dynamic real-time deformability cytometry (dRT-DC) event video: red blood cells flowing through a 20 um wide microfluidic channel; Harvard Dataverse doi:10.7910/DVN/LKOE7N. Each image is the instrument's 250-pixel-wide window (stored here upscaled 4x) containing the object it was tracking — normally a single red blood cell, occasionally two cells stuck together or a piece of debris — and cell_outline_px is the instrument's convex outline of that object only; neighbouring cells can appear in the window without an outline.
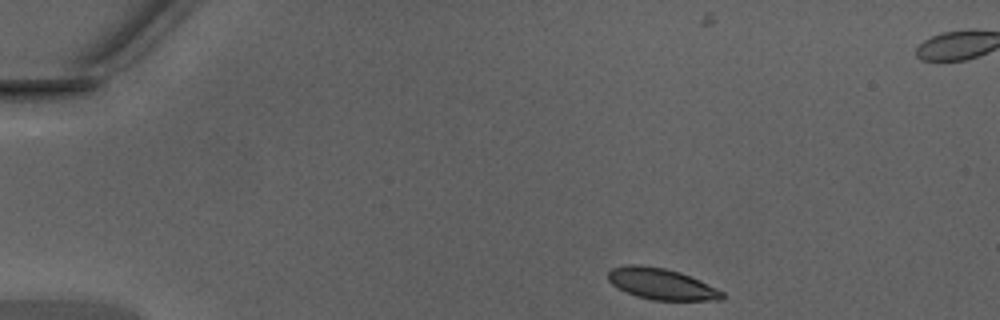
{"species": "Egyptian fruit bat (a non-hibernating species)", "species_latin": "Rousettus aegyptiacus", "temperature_condition": "warm", "stored_images_in_passage": 41, "camera_frame_rate_fps": 3000, "um_per_image_px": 0.085, "animal": {"sex": "male"}, "frame": {"image": 1, "passage_image": 1, "time_ms": 0.0, "image_size_px": [1000, 320], "cell_outline_px": [[724, 296], [720, 300], [652, 300], [636, 296], [612, 284], [608, 280], [608, 272], [612, 268], [628, 264], [640, 264], [664, 268], [680, 272], [700, 280], [724, 292]], "centroid_in_image_um": [56.22, 24.13], "position_along_channel_um": 28.8, "area_um2": 20.63}}
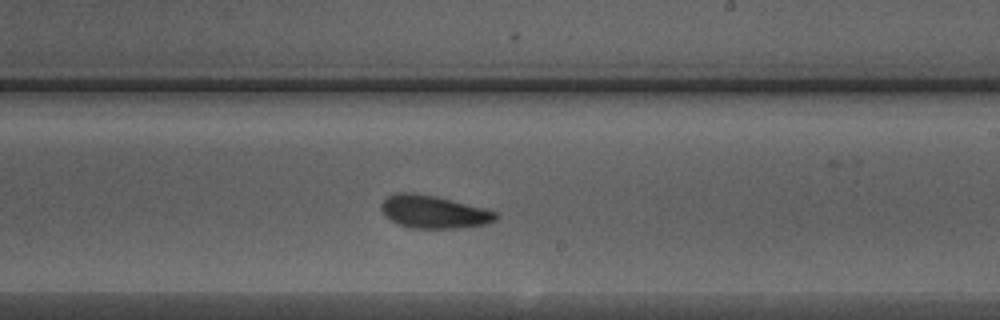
{"frame": {"image": 2, "passage_image": 22, "time_ms": 7.0, "image_size_px": [1000, 320], "cell_outline_px": [[500, 216], [496, 220], [484, 224], [460, 228], [412, 228], [400, 224], [384, 216], [380, 208], [380, 204], [388, 196], [396, 192], [412, 192], [436, 196], [488, 208], [496, 212]], "centroid_in_image_um": [36.88, 17.99], "position_along_channel_um": 252.1, "area_um2": 22.14}}
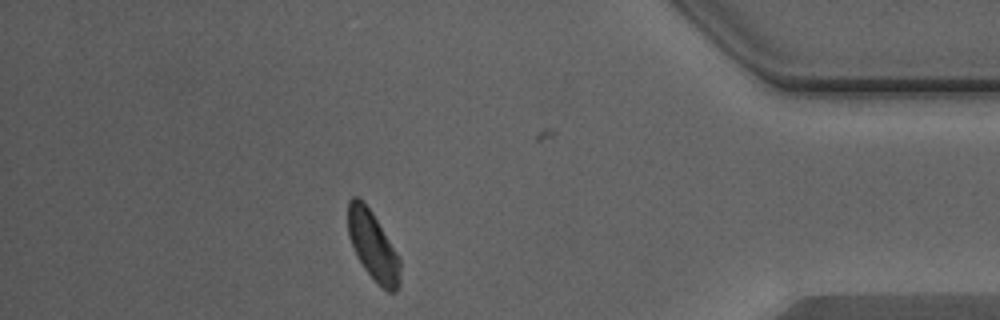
{"frame": {"image": 3, "passage_image": 35, "time_ms": 11.333, "image_size_px": [1000, 320], "cell_outline_px": [[400, 284], [396, 292], [388, 292], [364, 268], [356, 256], [348, 236], [348, 200], [352, 196], [356, 196], [372, 212], [396, 252], [400, 260]], "centroid_in_image_um": [31.69, 20.9], "position_along_channel_um": 403.5, "area_um2": 20.52}, "authors_computed_cell_mechanics": {"area_um2": 21.5016, "velocity_mm_per_s": 4.3351, "shape_relaxation_time_tau1_ms": 3.331, "shape_relaxation_time_tau2_ms": 2.9745, "deformation_change_tau1": 0.1025, "deformation_change_tau2": 0.0843}}